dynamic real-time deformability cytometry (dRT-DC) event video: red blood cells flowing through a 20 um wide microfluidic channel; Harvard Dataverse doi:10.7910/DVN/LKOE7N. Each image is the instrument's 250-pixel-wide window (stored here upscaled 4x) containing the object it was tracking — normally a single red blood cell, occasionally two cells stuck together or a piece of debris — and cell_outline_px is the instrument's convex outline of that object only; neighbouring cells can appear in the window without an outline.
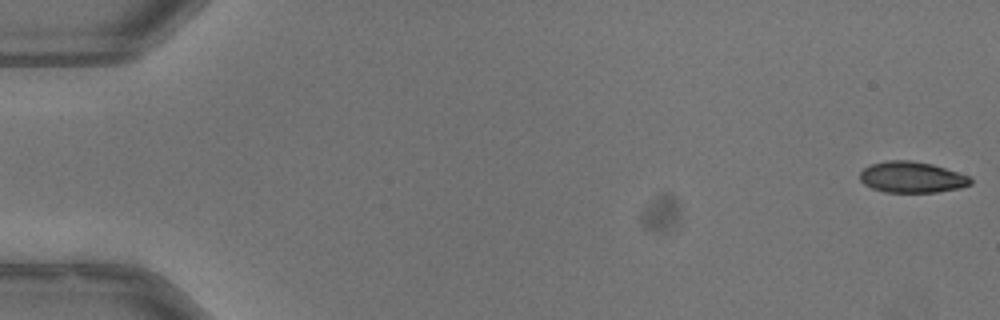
{"species": "common noctule bat (a hibernating species)", "species_latin": "Nyctalus noctula", "temperature_condition": "warm", "stored_images_in_passage": 53, "camera_frame_rate_fps": 3000, "um_per_image_px": 0.085, "animal": {"sex": "male", "body_mass_g": 13.3}, "frame": {"image": 1, "passage_image": 1, "time_ms": 0.0, "image_size_px": [1000, 320], "cell_outline_px": [[972, 184], [960, 188], [936, 192], [884, 192], [872, 188], [864, 184], [860, 180], [860, 172], [864, 168], [872, 164], [888, 160], [908, 160], [932, 164], [968, 176], [972, 180]], "centroid_in_image_um": [77.49, 15.07], "position_along_channel_um": 7.5, "area_um2": 19.88}}
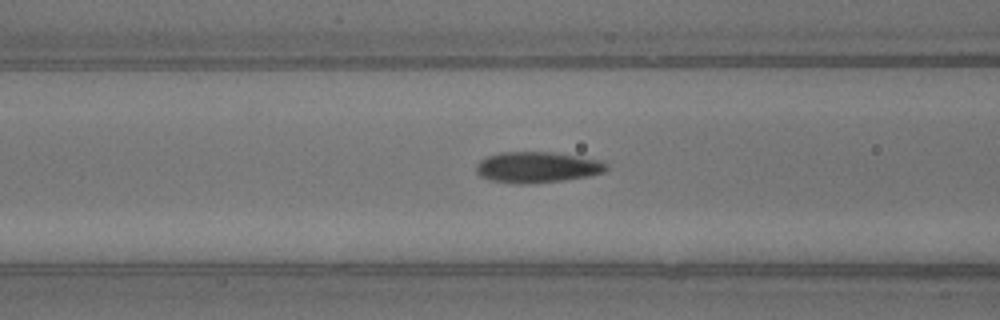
{"frame": {"image": 2, "passage_image": 22, "time_ms": 7.0, "image_size_px": [1000, 320], "cell_outline_px": [[608, 168], [604, 172], [588, 176], [564, 180], [528, 184], [512, 184], [492, 180], [480, 176], [476, 172], [476, 164], [480, 160], [488, 156], [500, 152], [552, 152], [604, 160], [608, 164]], "centroid_in_image_um": [45.68, 14.22], "position_along_channel_um": 120.9, "area_um2": 23.7}}
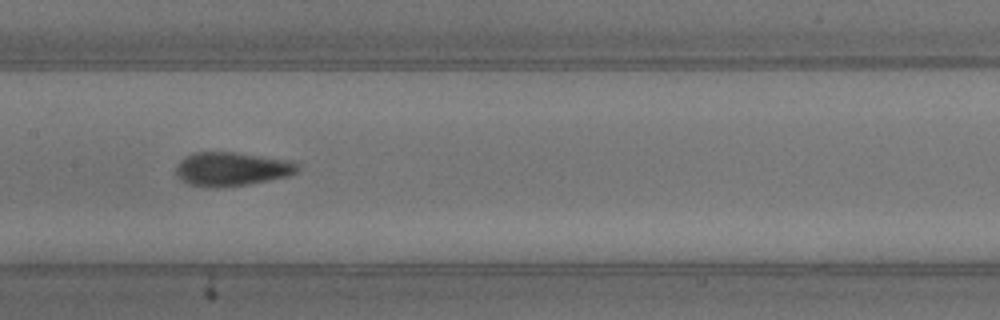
{"frame": {"image": 3, "passage_image": 27, "time_ms": 8.667, "image_size_px": [1000, 320], "cell_outline_px": [[300, 168], [296, 172], [288, 176], [248, 184], [220, 188], [188, 184], [180, 180], [176, 176], [176, 168], [180, 160], [184, 156], [192, 152], [236, 152], [292, 160], [300, 164]], "centroid_in_image_um": [19.7, 14.35], "position_along_channel_um": 187.7, "area_um2": 24.28}, "authors_computed_cell_mechanics": {"area_um2": 22.3108, "velocity_mm_per_s": 3.9918, "shape_relaxation_time_tau1_ms": 5.209, "shape_relaxation_time_tau2_ms": 0.9001, "deformation_change_tau1": 0.1928, "deformation_change_tau2": 0.0572}}